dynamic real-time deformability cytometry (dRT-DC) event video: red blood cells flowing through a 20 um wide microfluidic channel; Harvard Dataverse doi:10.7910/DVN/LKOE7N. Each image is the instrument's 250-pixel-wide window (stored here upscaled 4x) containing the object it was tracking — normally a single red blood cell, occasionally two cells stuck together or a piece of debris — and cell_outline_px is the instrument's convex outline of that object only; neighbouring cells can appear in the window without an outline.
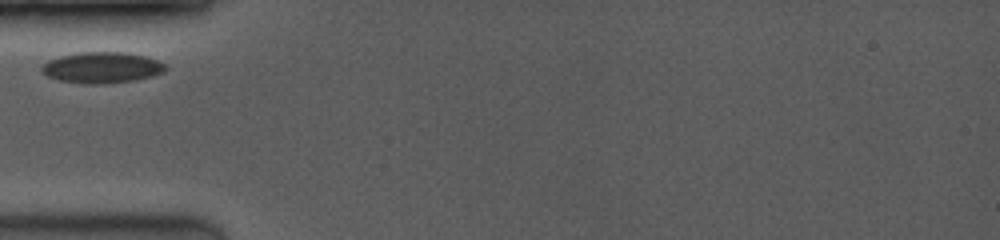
{"species": "common noctule bat (a hibernating species)", "species_latin": "Nyctalus noctula", "temperature_condition": "room temperature", "stored_images_in_passage": 1, "camera_frame_rate_fps": 3500, "um_per_image_px": 0.085, "animal": {"sex": "female", "body_mass_g": 19.0, "forearm_length_mm": 53.3}, "frame": {"image": 1, "passage_image": 1, "time_ms": 0.0, "image_size_px": [1000, 240], "cell_outline_px": [[168, 68], [164, 72], [152, 76], [136, 80], [100, 84], [92, 84], [60, 80], [48, 76], [40, 72], [40, 68], [48, 60], [60, 56], [80, 52], [124, 52], [144, 56], [156, 60], [164, 64]], "centroid_in_image_um": [8.66, 5.74], "position_along_channel_um": 76.3, "area_um2": 22.25}}